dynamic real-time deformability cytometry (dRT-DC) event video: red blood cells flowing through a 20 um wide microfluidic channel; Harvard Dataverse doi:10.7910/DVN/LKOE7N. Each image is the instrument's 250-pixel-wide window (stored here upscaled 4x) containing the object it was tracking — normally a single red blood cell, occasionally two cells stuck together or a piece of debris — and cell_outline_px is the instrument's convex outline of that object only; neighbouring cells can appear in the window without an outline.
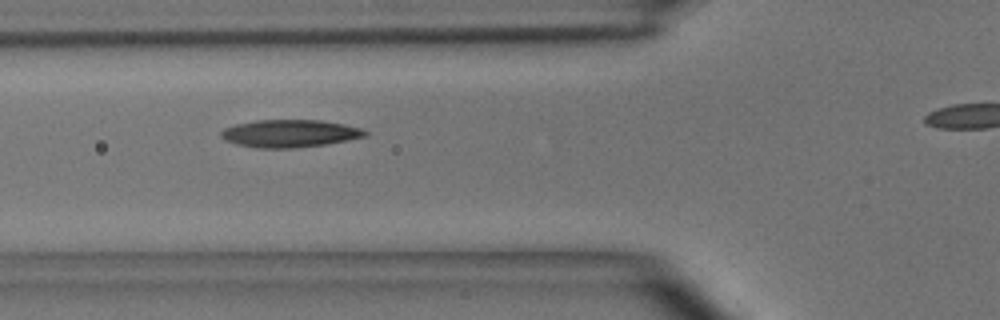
{"species": "common noctule bat (a hibernating species)", "species_latin": "Nyctalus noctula", "temperature_condition": "room temperature", "stored_images_in_passage": 36, "camera_frame_rate_fps": 3000, "um_per_image_px": 0.085, "animal": {"sex": "male", "body_mass_g": 15.6}, "frame": {"image": 1, "passage_image": 11, "time_ms": 3.333, "image_size_px": [1000, 320], "cell_outline_px": [[368, 136], [324, 144], [296, 148], [256, 148], [236, 144], [224, 140], [220, 136], [220, 132], [224, 128], [236, 124], [256, 120], [320, 120], [344, 124], [360, 128], [368, 132]], "centroid_in_image_um": [24.6, 11.34], "position_along_channel_um": 101.2, "area_um2": 23.18}}